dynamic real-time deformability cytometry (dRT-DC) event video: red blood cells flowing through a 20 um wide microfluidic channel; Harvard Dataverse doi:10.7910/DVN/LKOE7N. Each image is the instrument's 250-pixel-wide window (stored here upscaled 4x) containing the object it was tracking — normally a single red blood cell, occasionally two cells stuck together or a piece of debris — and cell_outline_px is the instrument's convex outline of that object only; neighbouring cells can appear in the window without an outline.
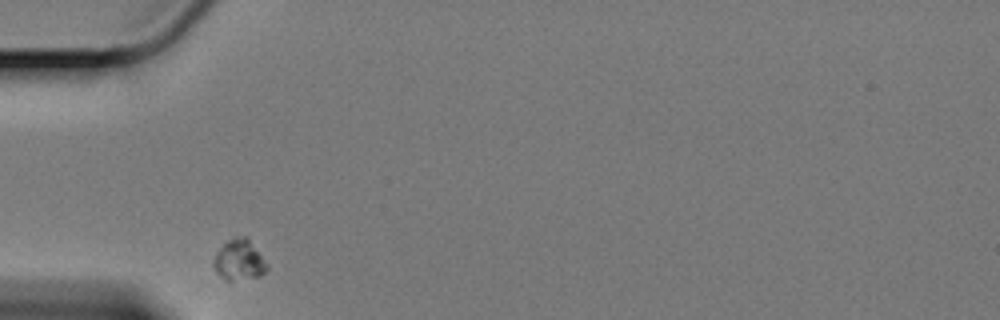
{"species": "Egyptian fruit bat (a non-hibernating species)", "species_latin": "Rousettus aegyptiacus", "temperature_condition": "cold", "stored_images_in_passage": 31, "camera_frame_rate_fps": 3000, "um_per_image_px": 0.085, "animal": {"sex": "female"}, "frame": {"image": 1, "passage_image": 1, "time_ms": 0.0, "image_size_px": [1000, 320], "cell_outline_px": [[268, 268], [260, 276], [232, 280], [224, 280], [216, 272], [212, 264], [212, 260], [216, 252], [232, 236], [248, 236], [268, 264]], "centroid_in_image_um": [20.32, 22.07], "position_along_channel_um": 64.7, "area_um2": 12.83}}
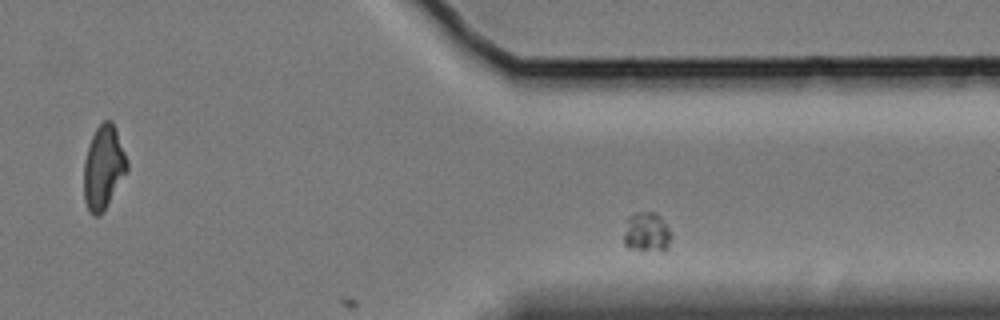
{"frame": {"image": 2, "passage_image": 31, "time_ms": 10.0, "image_size_px": [1000, 320], "cell_outline_px": [[672, 236], [668, 248], [628, 248], [624, 244], [624, 220], [628, 216], [636, 212], [656, 212], [660, 216], [672, 232]], "centroid_in_image_um": [54.94, 19.66], "position_along_channel_um": 356.5, "area_um2": 10.87}}